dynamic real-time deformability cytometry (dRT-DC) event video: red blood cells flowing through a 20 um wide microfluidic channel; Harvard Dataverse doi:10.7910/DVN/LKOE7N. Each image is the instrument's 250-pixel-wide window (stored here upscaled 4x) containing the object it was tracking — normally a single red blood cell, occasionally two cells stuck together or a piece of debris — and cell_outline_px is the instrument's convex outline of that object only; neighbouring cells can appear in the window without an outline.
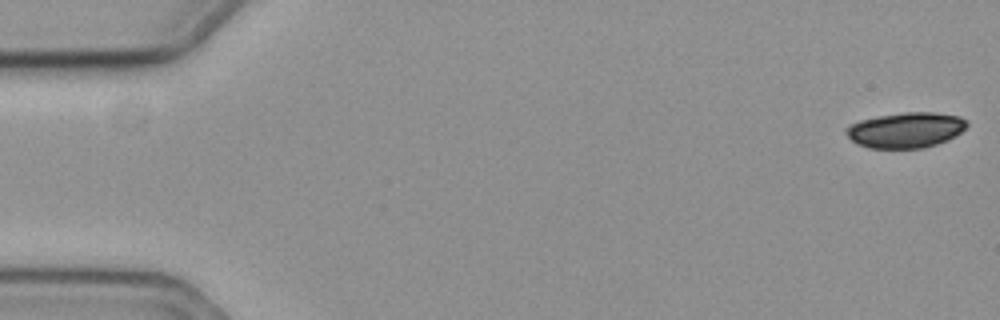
{"species": "common noctule bat (a hibernating species)", "species_latin": "Nyctalus noctula", "temperature_condition": "cold", "stored_images_in_passage": 58, "camera_frame_rate_fps": 3000, "um_per_image_px": 0.085, "animal": {"sex": "female", "body_mass_g": 19.3, "forearm_length_mm": 54.1}, "frame": {"image": 1, "passage_image": 1, "time_ms": 0.0, "image_size_px": [1000, 320], "cell_outline_px": [[968, 124], [960, 132], [948, 140], [924, 148], [868, 148], [856, 144], [844, 132], [844, 128], [860, 120], [880, 116], [904, 112], [932, 112], [960, 116], [968, 120]], "centroid_in_image_um": [76.98, 11.05], "position_along_channel_um": 8.0, "area_um2": 24.97}}
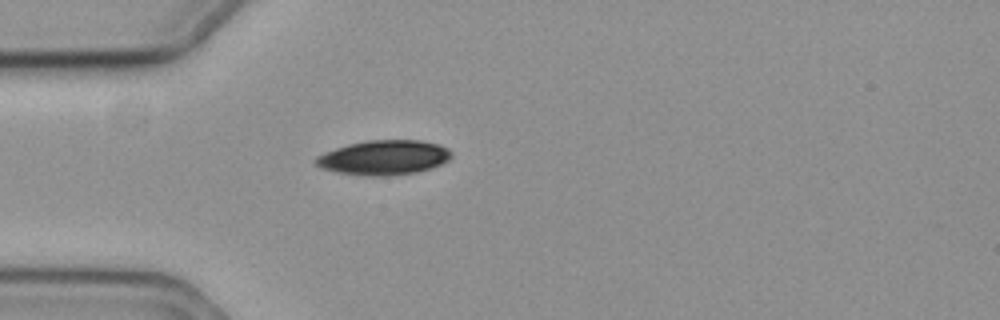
{"frame": {"image": 2, "passage_image": 16, "time_ms": 5.0, "image_size_px": [1000, 320], "cell_outline_px": [[452, 156], [448, 160], [432, 168], [416, 172], [384, 176], [372, 176], [336, 172], [320, 168], [312, 160], [316, 156], [324, 152], [348, 144], [368, 140], [420, 140], [440, 144], [448, 148], [452, 152]], "centroid_in_image_um": [32.62, 13.38], "position_along_channel_um": 52.4, "area_um2": 27.51}}
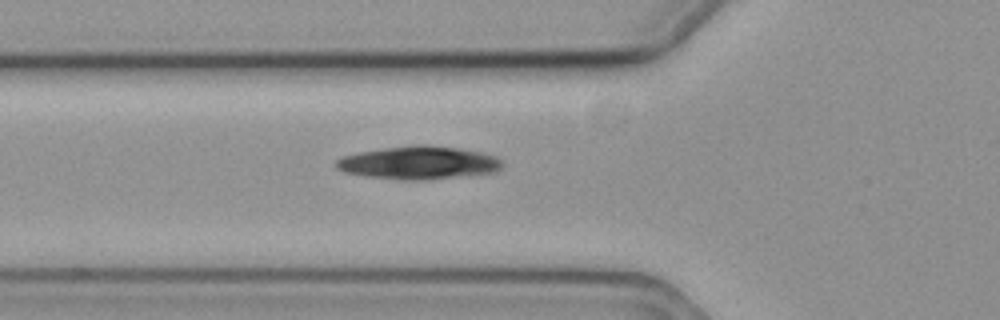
{"frame": {"image": 3, "passage_image": 20, "time_ms": 6.333, "image_size_px": [1000, 320], "cell_outline_px": [[504, 164], [496, 172], [428, 180], [396, 180], [364, 176], [344, 172], [336, 168], [336, 160], [344, 156], [360, 152], [384, 148], [412, 144], [428, 144], [460, 148], [480, 152], [496, 156]], "centroid_in_image_um": [35.59, 13.83], "position_along_channel_um": 90.2, "area_um2": 32.31}}